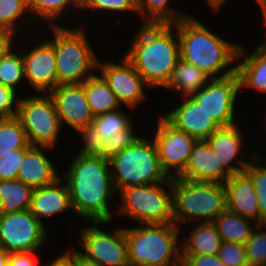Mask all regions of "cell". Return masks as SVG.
I'll use <instances>...</instances> for the list:
<instances>
[{
  "mask_svg": "<svg viewBox=\"0 0 266 266\" xmlns=\"http://www.w3.org/2000/svg\"><path fill=\"white\" fill-rule=\"evenodd\" d=\"M239 92L240 79L235 72L226 77L210 79L191 97L220 127H225L238 122L235 114Z\"/></svg>",
  "mask_w": 266,
  "mask_h": 266,
  "instance_id": "cell-14",
  "label": "cell"
},
{
  "mask_svg": "<svg viewBox=\"0 0 266 266\" xmlns=\"http://www.w3.org/2000/svg\"><path fill=\"white\" fill-rule=\"evenodd\" d=\"M29 146L26 132L16 116L0 118V155L14 153V149H25Z\"/></svg>",
  "mask_w": 266,
  "mask_h": 266,
  "instance_id": "cell-33",
  "label": "cell"
},
{
  "mask_svg": "<svg viewBox=\"0 0 266 266\" xmlns=\"http://www.w3.org/2000/svg\"><path fill=\"white\" fill-rule=\"evenodd\" d=\"M62 178L67 184L73 213L88 222H112L115 190L109 159L74 154ZM112 211V212H111Z\"/></svg>",
  "mask_w": 266,
  "mask_h": 266,
  "instance_id": "cell-1",
  "label": "cell"
},
{
  "mask_svg": "<svg viewBox=\"0 0 266 266\" xmlns=\"http://www.w3.org/2000/svg\"><path fill=\"white\" fill-rule=\"evenodd\" d=\"M29 210L43 225L50 217L73 212L66 182L59 178L53 184L34 189Z\"/></svg>",
  "mask_w": 266,
  "mask_h": 266,
  "instance_id": "cell-22",
  "label": "cell"
},
{
  "mask_svg": "<svg viewBox=\"0 0 266 266\" xmlns=\"http://www.w3.org/2000/svg\"><path fill=\"white\" fill-rule=\"evenodd\" d=\"M20 97L17 91L0 84V118H11L17 115Z\"/></svg>",
  "mask_w": 266,
  "mask_h": 266,
  "instance_id": "cell-42",
  "label": "cell"
},
{
  "mask_svg": "<svg viewBox=\"0 0 266 266\" xmlns=\"http://www.w3.org/2000/svg\"><path fill=\"white\" fill-rule=\"evenodd\" d=\"M238 124L239 122L230 126L219 127L206 139L223 167L231 175L245 172L251 161L250 158H245L248 155L246 153L248 149L244 146L247 144H244L245 135L240 129L242 126Z\"/></svg>",
  "mask_w": 266,
  "mask_h": 266,
  "instance_id": "cell-17",
  "label": "cell"
},
{
  "mask_svg": "<svg viewBox=\"0 0 266 266\" xmlns=\"http://www.w3.org/2000/svg\"><path fill=\"white\" fill-rule=\"evenodd\" d=\"M85 21L87 23V20L77 22L78 27L67 23V27L48 25L47 28L44 26L39 28L40 30L47 29V31L43 30L41 33L37 31L38 38L44 32L51 33L46 38L54 46L58 85L83 84L97 72L100 55H97L92 43L89 42L91 38L88 37L87 29L89 28H86Z\"/></svg>",
  "mask_w": 266,
  "mask_h": 266,
  "instance_id": "cell-4",
  "label": "cell"
},
{
  "mask_svg": "<svg viewBox=\"0 0 266 266\" xmlns=\"http://www.w3.org/2000/svg\"><path fill=\"white\" fill-rule=\"evenodd\" d=\"M35 24L37 25L38 23H36L31 16V13L28 7V0H0V30L1 31H7V32L14 33L18 37L19 35L21 37L23 33L24 34L27 33L25 36L26 38L28 33L32 34V32H34L33 29H36L35 32L38 31L37 30L38 28L36 27ZM25 28L28 31L30 29L32 31L27 32Z\"/></svg>",
  "mask_w": 266,
  "mask_h": 266,
  "instance_id": "cell-26",
  "label": "cell"
},
{
  "mask_svg": "<svg viewBox=\"0 0 266 266\" xmlns=\"http://www.w3.org/2000/svg\"><path fill=\"white\" fill-rule=\"evenodd\" d=\"M80 12L83 15L81 14L78 17L82 16V20L84 19V14H86L87 12L89 16L96 14V17L100 15L103 16L104 14L108 19H112L109 18L108 15L111 16L112 14V17H115V14H120V12V15L124 13L127 14L129 12L133 13L132 15H134V13H136L135 15H138L137 0H81ZM98 13L100 15H98Z\"/></svg>",
  "mask_w": 266,
  "mask_h": 266,
  "instance_id": "cell-34",
  "label": "cell"
},
{
  "mask_svg": "<svg viewBox=\"0 0 266 266\" xmlns=\"http://www.w3.org/2000/svg\"><path fill=\"white\" fill-rule=\"evenodd\" d=\"M72 245L59 252L60 254L55 258L52 257L44 266H78V252L75 250L77 247H74V244Z\"/></svg>",
  "mask_w": 266,
  "mask_h": 266,
  "instance_id": "cell-45",
  "label": "cell"
},
{
  "mask_svg": "<svg viewBox=\"0 0 266 266\" xmlns=\"http://www.w3.org/2000/svg\"><path fill=\"white\" fill-rule=\"evenodd\" d=\"M248 154L250 155H248L247 158L250 157L252 159L248 163L245 172L254 182V188L260 210V224L266 225V154H261L262 157H260L256 152H253L252 154L248 152Z\"/></svg>",
  "mask_w": 266,
  "mask_h": 266,
  "instance_id": "cell-35",
  "label": "cell"
},
{
  "mask_svg": "<svg viewBox=\"0 0 266 266\" xmlns=\"http://www.w3.org/2000/svg\"><path fill=\"white\" fill-rule=\"evenodd\" d=\"M256 2L259 4V6L266 5V0H256Z\"/></svg>",
  "mask_w": 266,
  "mask_h": 266,
  "instance_id": "cell-51",
  "label": "cell"
},
{
  "mask_svg": "<svg viewBox=\"0 0 266 266\" xmlns=\"http://www.w3.org/2000/svg\"><path fill=\"white\" fill-rule=\"evenodd\" d=\"M16 117L26 132L31 146L56 149L62 127L49 94L34 93L26 97L22 91Z\"/></svg>",
  "mask_w": 266,
  "mask_h": 266,
  "instance_id": "cell-9",
  "label": "cell"
},
{
  "mask_svg": "<svg viewBox=\"0 0 266 266\" xmlns=\"http://www.w3.org/2000/svg\"><path fill=\"white\" fill-rule=\"evenodd\" d=\"M206 1H207L206 3L211 7L213 12L221 11L220 9H223V6H225L226 2H228V0H206Z\"/></svg>",
  "mask_w": 266,
  "mask_h": 266,
  "instance_id": "cell-47",
  "label": "cell"
},
{
  "mask_svg": "<svg viewBox=\"0 0 266 266\" xmlns=\"http://www.w3.org/2000/svg\"><path fill=\"white\" fill-rule=\"evenodd\" d=\"M133 115L126 113V109L120 108L113 112L95 116L92 124L102 133L103 141L112 135L127 129L133 122Z\"/></svg>",
  "mask_w": 266,
  "mask_h": 266,
  "instance_id": "cell-36",
  "label": "cell"
},
{
  "mask_svg": "<svg viewBox=\"0 0 266 266\" xmlns=\"http://www.w3.org/2000/svg\"><path fill=\"white\" fill-rule=\"evenodd\" d=\"M23 82L26 84L24 78V61L21 52V37H19L17 44L7 53L0 63V84L20 93L19 87L22 85L25 88L23 86L24 84H22Z\"/></svg>",
  "mask_w": 266,
  "mask_h": 266,
  "instance_id": "cell-32",
  "label": "cell"
},
{
  "mask_svg": "<svg viewBox=\"0 0 266 266\" xmlns=\"http://www.w3.org/2000/svg\"><path fill=\"white\" fill-rule=\"evenodd\" d=\"M117 215L129 217L137 224L174 223L171 179L150 185H135L121 188Z\"/></svg>",
  "mask_w": 266,
  "mask_h": 266,
  "instance_id": "cell-8",
  "label": "cell"
},
{
  "mask_svg": "<svg viewBox=\"0 0 266 266\" xmlns=\"http://www.w3.org/2000/svg\"><path fill=\"white\" fill-rule=\"evenodd\" d=\"M222 241L243 244L252 236L258 223L228 210L222 212L214 221Z\"/></svg>",
  "mask_w": 266,
  "mask_h": 266,
  "instance_id": "cell-29",
  "label": "cell"
},
{
  "mask_svg": "<svg viewBox=\"0 0 266 266\" xmlns=\"http://www.w3.org/2000/svg\"><path fill=\"white\" fill-rule=\"evenodd\" d=\"M266 225L258 224L244 243L249 266H266Z\"/></svg>",
  "mask_w": 266,
  "mask_h": 266,
  "instance_id": "cell-37",
  "label": "cell"
},
{
  "mask_svg": "<svg viewBox=\"0 0 266 266\" xmlns=\"http://www.w3.org/2000/svg\"><path fill=\"white\" fill-rule=\"evenodd\" d=\"M24 154L25 149H14V153L0 155V180L18 179V172Z\"/></svg>",
  "mask_w": 266,
  "mask_h": 266,
  "instance_id": "cell-41",
  "label": "cell"
},
{
  "mask_svg": "<svg viewBox=\"0 0 266 266\" xmlns=\"http://www.w3.org/2000/svg\"><path fill=\"white\" fill-rule=\"evenodd\" d=\"M33 188L18 180H0V214L29 210Z\"/></svg>",
  "mask_w": 266,
  "mask_h": 266,
  "instance_id": "cell-30",
  "label": "cell"
},
{
  "mask_svg": "<svg viewBox=\"0 0 266 266\" xmlns=\"http://www.w3.org/2000/svg\"><path fill=\"white\" fill-rule=\"evenodd\" d=\"M28 7L33 20L38 22V28L48 25H66L68 18H70L68 22L76 19L70 22L76 26L77 19L79 21L77 14L81 15V0H28Z\"/></svg>",
  "mask_w": 266,
  "mask_h": 266,
  "instance_id": "cell-24",
  "label": "cell"
},
{
  "mask_svg": "<svg viewBox=\"0 0 266 266\" xmlns=\"http://www.w3.org/2000/svg\"><path fill=\"white\" fill-rule=\"evenodd\" d=\"M217 256L225 266H249L245 246L240 243L222 241Z\"/></svg>",
  "mask_w": 266,
  "mask_h": 266,
  "instance_id": "cell-40",
  "label": "cell"
},
{
  "mask_svg": "<svg viewBox=\"0 0 266 266\" xmlns=\"http://www.w3.org/2000/svg\"><path fill=\"white\" fill-rule=\"evenodd\" d=\"M182 266H225L215 255H181Z\"/></svg>",
  "mask_w": 266,
  "mask_h": 266,
  "instance_id": "cell-44",
  "label": "cell"
},
{
  "mask_svg": "<svg viewBox=\"0 0 266 266\" xmlns=\"http://www.w3.org/2000/svg\"><path fill=\"white\" fill-rule=\"evenodd\" d=\"M136 128V121H134L127 129L118 132L112 135V137H109L108 139L104 140L102 157L110 159L123 149L133 145L140 137L143 136V132L142 135H139Z\"/></svg>",
  "mask_w": 266,
  "mask_h": 266,
  "instance_id": "cell-38",
  "label": "cell"
},
{
  "mask_svg": "<svg viewBox=\"0 0 266 266\" xmlns=\"http://www.w3.org/2000/svg\"><path fill=\"white\" fill-rule=\"evenodd\" d=\"M37 35L34 37L29 35L30 37L28 36V39L25 40V35L21 36L23 41V43L21 41V47L24 48H21L24 61V78L28 84L26 88L30 86L33 93L49 94L58 86L55 50L53 44L45 36H40L39 40ZM31 37L34 39L36 37L37 40ZM24 44L28 48L23 46Z\"/></svg>",
  "mask_w": 266,
  "mask_h": 266,
  "instance_id": "cell-12",
  "label": "cell"
},
{
  "mask_svg": "<svg viewBox=\"0 0 266 266\" xmlns=\"http://www.w3.org/2000/svg\"><path fill=\"white\" fill-rule=\"evenodd\" d=\"M174 223L180 228L189 223L213 222L226 210L223 184L171 178Z\"/></svg>",
  "mask_w": 266,
  "mask_h": 266,
  "instance_id": "cell-6",
  "label": "cell"
},
{
  "mask_svg": "<svg viewBox=\"0 0 266 266\" xmlns=\"http://www.w3.org/2000/svg\"><path fill=\"white\" fill-rule=\"evenodd\" d=\"M78 266H102V265L97 264L96 262L89 261V260L83 258V257L78 253Z\"/></svg>",
  "mask_w": 266,
  "mask_h": 266,
  "instance_id": "cell-50",
  "label": "cell"
},
{
  "mask_svg": "<svg viewBox=\"0 0 266 266\" xmlns=\"http://www.w3.org/2000/svg\"><path fill=\"white\" fill-rule=\"evenodd\" d=\"M169 111L160 114L175 128L198 140H206L220 126L192 98L182 97Z\"/></svg>",
  "mask_w": 266,
  "mask_h": 266,
  "instance_id": "cell-18",
  "label": "cell"
},
{
  "mask_svg": "<svg viewBox=\"0 0 266 266\" xmlns=\"http://www.w3.org/2000/svg\"><path fill=\"white\" fill-rule=\"evenodd\" d=\"M48 230L30 210L0 214V245L8 252H31L43 249Z\"/></svg>",
  "mask_w": 266,
  "mask_h": 266,
  "instance_id": "cell-11",
  "label": "cell"
},
{
  "mask_svg": "<svg viewBox=\"0 0 266 266\" xmlns=\"http://www.w3.org/2000/svg\"><path fill=\"white\" fill-rule=\"evenodd\" d=\"M156 130L151 136L157 148L164 172L169 178L178 177L185 169L196 139L171 125L160 113Z\"/></svg>",
  "mask_w": 266,
  "mask_h": 266,
  "instance_id": "cell-15",
  "label": "cell"
},
{
  "mask_svg": "<svg viewBox=\"0 0 266 266\" xmlns=\"http://www.w3.org/2000/svg\"><path fill=\"white\" fill-rule=\"evenodd\" d=\"M80 135L79 147L76 151L81 155L102 156L103 139L100 133L93 124H89L84 128H80L75 134Z\"/></svg>",
  "mask_w": 266,
  "mask_h": 266,
  "instance_id": "cell-39",
  "label": "cell"
},
{
  "mask_svg": "<svg viewBox=\"0 0 266 266\" xmlns=\"http://www.w3.org/2000/svg\"><path fill=\"white\" fill-rule=\"evenodd\" d=\"M245 49L240 44L237 55L236 72L240 79V93L244 88H252L266 96V50L257 47L254 52L247 54Z\"/></svg>",
  "mask_w": 266,
  "mask_h": 266,
  "instance_id": "cell-25",
  "label": "cell"
},
{
  "mask_svg": "<svg viewBox=\"0 0 266 266\" xmlns=\"http://www.w3.org/2000/svg\"><path fill=\"white\" fill-rule=\"evenodd\" d=\"M111 223L97 221L86 227L82 225L76 239L81 250H75L83 258L102 266H129L124 227L112 228L113 232L100 228Z\"/></svg>",
  "mask_w": 266,
  "mask_h": 266,
  "instance_id": "cell-10",
  "label": "cell"
},
{
  "mask_svg": "<svg viewBox=\"0 0 266 266\" xmlns=\"http://www.w3.org/2000/svg\"><path fill=\"white\" fill-rule=\"evenodd\" d=\"M173 0H137L141 24H173L190 15L171 7Z\"/></svg>",
  "mask_w": 266,
  "mask_h": 266,
  "instance_id": "cell-31",
  "label": "cell"
},
{
  "mask_svg": "<svg viewBox=\"0 0 266 266\" xmlns=\"http://www.w3.org/2000/svg\"><path fill=\"white\" fill-rule=\"evenodd\" d=\"M132 225L124 227L129 266L182 264L181 231L175 223Z\"/></svg>",
  "mask_w": 266,
  "mask_h": 266,
  "instance_id": "cell-5",
  "label": "cell"
},
{
  "mask_svg": "<svg viewBox=\"0 0 266 266\" xmlns=\"http://www.w3.org/2000/svg\"><path fill=\"white\" fill-rule=\"evenodd\" d=\"M39 252L41 253L40 250L9 253L7 266H44V264H40L39 258L37 259L35 257L37 254H39Z\"/></svg>",
  "mask_w": 266,
  "mask_h": 266,
  "instance_id": "cell-43",
  "label": "cell"
},
{
  "mask_svg": "<svg viewBox=\"0 0 266 266\" xmlns=\"http://www.w3.org/2000/svg\"><path fill=\"white\" fill-rule=\"evenodd\" d=\"M123 55L152 88H163L180 60V43L173 24H140Z\"/></svg>",
  "mask_w": 266,
  "mask_h": 266,
  "instance_id": "cell-2",
  "label": "cell"
},
{
  "mask_svg": "<svg viewBox=\"0 0 266 266\" xmlns=\"http://www.w3.org/2000/svg\"><path fill=\"white\" fill-rule=\"evenodd\" d=\"M147 137L143 134L133 145L109 159L117 193L126 186L150 185L171 179L162 169L153 138L151 141V137Z\"/></svg>",
  "mask_w": 266,
  "mask_h": 266,
  "instance_id": "cell-7",
  "label": "cell"
},
{
  "mask_svg": "<svg viewBox=\"0 0 266 266\" xmlns=\"http://www.w3.org/2000/svg\"><path fill=\"white\" fill-rule=\"evenodd\" d=\"M231 174L223 167L206 140L193 145L188 163L179 178L224 184Z\"/></svg>",
  "mask_w": 266,
  "mask_h": 266,
  "instance_id": "cell-19",
  "label": "cell"
},
{
  "mask_svg": "<svg viewBox=\"0 0 266 266\" xmlns=\"http://www.w3.org/2000/svg\"><path fill=\"white\" fill-rule=\"evenodd\" d=\"M223 185L226 210L260 224V210L252 178L246 172L234 174Z\"/></svg>",
  "mask_w": 266,
  "mask_h": 266,
  "instance_id": "cell-21",
  "label": "cell"
},
{
  "mask_svg": "<svg viewBox=\"0 0 266 266\" xmlns=\"http://www.w3.org/2000/svg\"><path fill=\"white\" fill-rule=\"evenodd\" d=\"M49 95L54 101L61 127L69 126L77 132L92 124L94 115L82 84L58 85Z\"/></svg>",
  "mask_w": 266,
  "mask_h": 266,
  "instance_id": "cell-16",
  "label": "cell"
},
{
  "mask_svg": "<svg viewBox=\"0 0 266 266\" xmlns=\"http://www.w3.org/2000/svg\"><path fill=\"white\" fill-rule=\"evenodd\" d=\"M98 61L97 73L103 77L110 89L115 93L120 105L136 110L138 105L149 99L145 90L152 88L144 81L135 67L126 59L124 55L118 58V63L106 58L103 62ZM148 97V98H147Z\"/></svg>",
  "mask_w": 266,
  "mask_h": 266,
  "instance_id": "cell-13",
  "label": "cell"
},
{
  "mask_svg": "<svg viewBox=\"0 0 266 266\" xmlns=\"http://www.w3.org/2000/svg\"><path fill=\"white\" fill-rule=\"evenodd\" d=\"M17 37L14 33L0 30V63L7 53L17 44Z\"/></svg>",
  "mask_w": 266,
  "mask_h": 266,
  "instance_id": "cell-46",
  "label": "cell"
},
{
  "mask_svg": "<svg viewBox=\"0 0 266 266\" xmlns=\"http://www.w3.org/2000/svg\"><path fill=\"white\" fill-rule=\"evenodd\" d=\"M88 105L95 116L116 111L123 106L118 102L115 93L98 73L90 76L83 84Z\"/></svg>",
  "mask_w": 266,
  "mask_h": 266,
  "instance_id": "cell-28",
  "label": "cell"
},
{
  "mask_svg": "<svg viewBox=\"0 0 266 266\" xmlns=\"http://www.w3.org/2000/svg\"><path fill=\"white\" fill-rule=\"evenodd\" d=\"M173 25L180 43V59L196 66L211 79L236 72L240 44L223 39L193 14Z\"/></svg>",
  "mask_w": 266,
  "mask_h": 266,
  "instance_id": "cell-3",
  "label": "cell"
},
{
  "mask_svg": "<svg viewBox=\"0 0 266 266\" xmlns=\"http://www.w3.org/2000/svg\"><path fill=\"white\" fill-rule=\"evenodd\" d=\"M259 8H261L259 10H261L262 11L261 13L263 14V16H262L263 19L261 22H263L264 26L266 27V5H261ZM264 33H265V38H264L263 42L256 45L255 47H259L261 49L266 50V32H264Z\"/></svg>",
  "mask_w": 266,
  "mask_h": 266,
  "instance_id": "cell-48",
  "label": "cell"
},
{
  "mask_svg": "<svg viewBox=\"0 0 266 266\" xmlns=\"http://www.w3.org/2000/svg\"><path fill=\"white\" fill-rule=\"evenodd\" d=\"M180 231L181 255H215L221 247L222 239L213 222L189 223Z\"/></svg>",
  "mask_w": 266,
  "mask_h": 266,
  "instance_id": "cell-23",
  "label": "cell"
},
{
  "mask_svg": "<svg viewBox=\"0 0 266 266\" xmlns=\"http://www.w3.org/2000/svg\"><path fill=\"white\" fill-rule=\"evenodd\" d=\"M9 253L0 245V266L8 265Z\"/></svg>",
  "mask_w": 266,
  "mask_h": 266,
  "instance_id": "cell-49",
  "label": "cell"
},
{
  "mask_svg": "<svg viewBox=\"0 0 266 266\" xmlns=\"http://www.w3.org/2000/svg\"><path fill=\"white\" fill-rule=\"evenodd\" d=\"M211 78L196 66L179 60L172 70L167 84L163 87L167 91L175 92L181 97H191L205 86Z\"/></svg>",
  "mask_w": 266,
  "mask_h": 266,
  "instance_id": "cell-27",
  "label": "cell"
},
{
  "mask_svg": "<svg viewBox=\"0 0 266 266\" xmlns=\"http://www.w3.org/2000/svg\"><path fill=\"white\" fill-rule=\"evenodd\" d=\"M53 150L55 149L45 146L30 145L25 148V154L18 172V180L36 189L53 184L61 178L60 169L47 154V151Z\"/></svg>",
  "mask_w": 266,
  "mask_h": 266,
  "instance_id": "cell-20",
  "label": "cell"
}]
</instances>
